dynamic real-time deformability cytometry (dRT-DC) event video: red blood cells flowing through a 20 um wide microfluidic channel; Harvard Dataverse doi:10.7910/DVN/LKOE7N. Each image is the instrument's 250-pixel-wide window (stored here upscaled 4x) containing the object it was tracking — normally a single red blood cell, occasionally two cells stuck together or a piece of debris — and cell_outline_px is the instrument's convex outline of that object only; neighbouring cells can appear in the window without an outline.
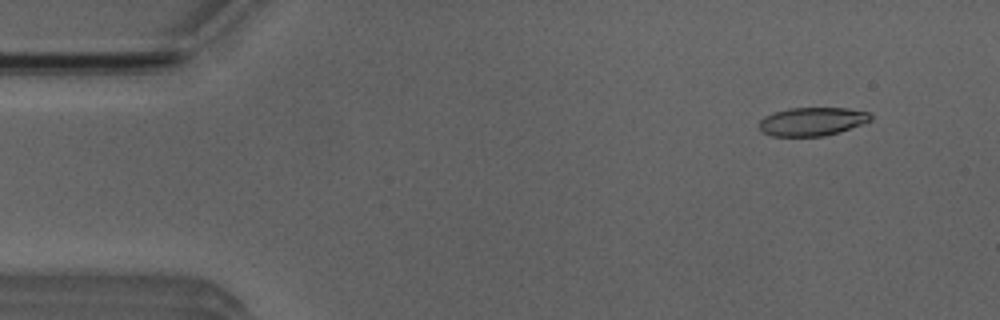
{"species": "Egyptian fruit bat (a non-hibernating species)", "species_latin": "Rousettus aegyptiacus", "temperature_condition": "room temperature", "stored_images_in_passage": 3, "camera_frame_rate_fps": 3000, "um_per_image_px": 0.085, "animal": {"sex": "male"}, "frame": {"image": 1, "passage_image": 1, "time_ms": 0.0, "image_size_px": [1000, 320], "cell_outline_px": [[872, 120], [840, 132], [824, 136], [772, 136], [764, 132], [760, 128], [760, 120], [764, 116], [788, 108], [848, 108], [868, 112], [872, 116]], "centroid_in_image_um": [69.06, 10.33], "position_along_channel_um": 15.9, "area_um2": 18.38}}
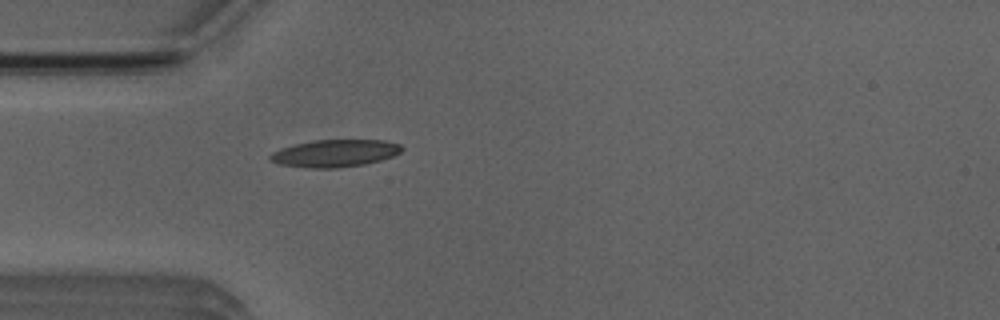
{"frame": {"image": 2, "passage_image": 3, "time_ms": 3.333, "image_size_px": [1000, 320], "cell_outline_px": [[404, 148], [400, 152], [392, 156], [380, 160], [364, 164], [336, 168], [312, 168], [280, 164], [268, 160], [268, 156], [272, 152], [280, 148], [296, 144], [316, 140], [384, 140], [400, 144]], "centroid_in_image_um": [28.45, 13.02], "position_along_channel_um": 56.5, "area_um2": 20.87}}